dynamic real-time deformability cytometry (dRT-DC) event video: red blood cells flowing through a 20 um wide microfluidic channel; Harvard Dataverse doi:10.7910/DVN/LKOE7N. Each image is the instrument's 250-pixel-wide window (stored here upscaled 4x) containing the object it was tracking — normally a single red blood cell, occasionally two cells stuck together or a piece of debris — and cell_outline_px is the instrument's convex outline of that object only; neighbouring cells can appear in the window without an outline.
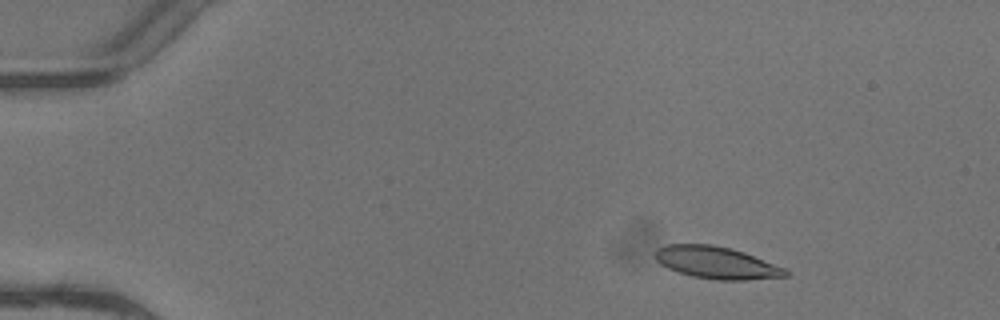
{"species": "common noctule bat (a hibernating species)", "species_latin": "Nyctalus noctula", "temperature_condition": "warm", "stored_images_in_passage": 5, "camera_frame_rate_fps": 3000, "um_per_image_px": 0.085, "animal": {"sex": "female"}, "frame": {"image": 1, "passage_image": 2, "time_ms": 0.333, "image_size_px": [1000, 320], "cell_outline_px": [[788, 276], [744, 280], [716, 280], [692, 276], [668, 268], [660, 264], [656, 260], [656, 248], [668, 244], [712, 244], [732, 248], [744, 252], [784, 268], [788, 272]], "centroid_in_image_um": [60.88, 22.32], "position_along_channel_um": 24.1, "area_um2": 24.28}}
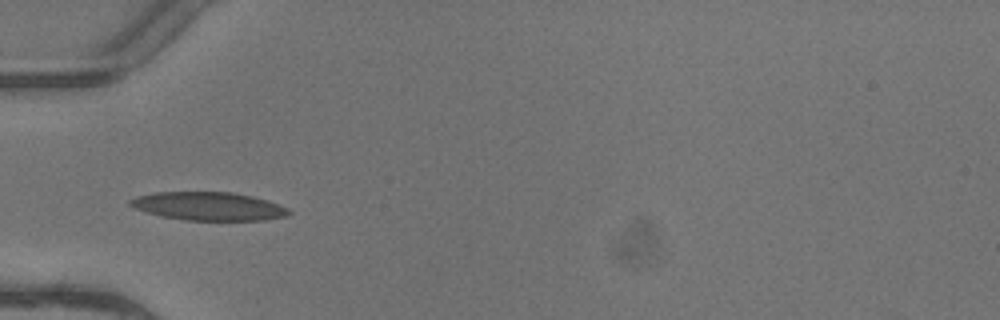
{"frame": {"image": 2, "passage_image": 4, "time_ms": 1.0, "image_size_px": [1000, 320], "cell_outline_px": [[292, 212], [288, 216], [264, 220], [184, 220], [160, 216], [136, 208], [128, 204], [128, 200], [136, 196], [156, 192], [232, 192], [252, 196], [268, 200], [288, 208]], "centroid_in_image_um": [17.75, 17.53], "position_along_channel_um": 67.3, "area_um2": 26.24}}
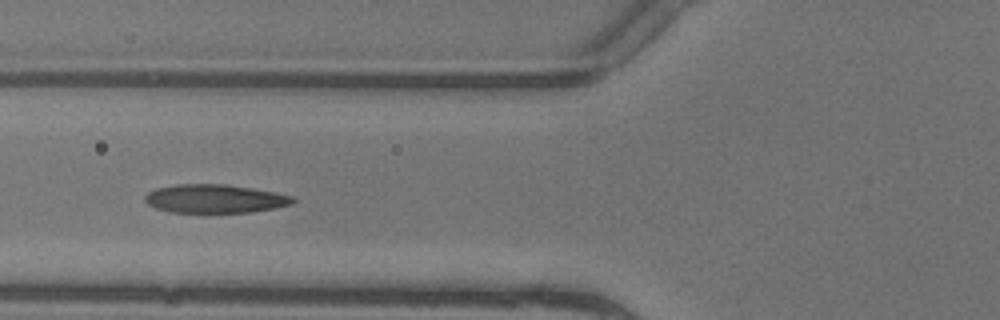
{"frame": {"image": 3, "passage_image": 5, "time_ms": 1.333, "image_size_px": [1000, 320], "cell_outline_px": [[296, 200], [292, 204], [276, 208], [252, 212], [168, 212], [156, 208], [148, 204], [144, 200], [144, 196], [148, 192], [156, 188], [176, 184], [224, 184], [252, 188], [276, 192], [292, 196]], "centroid_in_image_um": [18.26, 16.89], "position_along_channel_um": 107.5, "area_um2": 24.68}}